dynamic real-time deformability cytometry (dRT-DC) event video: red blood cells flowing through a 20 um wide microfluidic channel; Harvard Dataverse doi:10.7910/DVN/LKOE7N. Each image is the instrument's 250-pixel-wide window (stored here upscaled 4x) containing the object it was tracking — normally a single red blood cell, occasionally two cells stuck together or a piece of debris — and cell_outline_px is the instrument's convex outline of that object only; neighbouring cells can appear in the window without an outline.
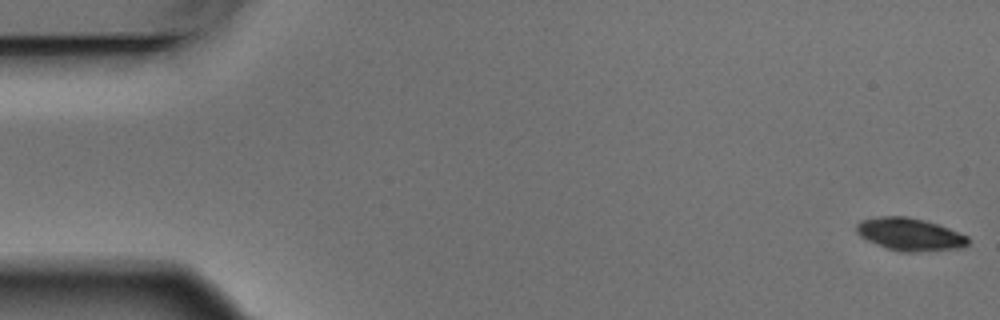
{"species": "Egyptian fruit bat (a non-hibernating species)", "species_latin": "Rousettus aegyptiacus", "temperature_condition": "warm", "stored_images_in_passage": 6, "camera_frame_rate_fps": 3000, "um_per_image_px": 0.085, "animal": {"sex": "male"}, "frame": {"image": 1, "passage_image": 1, "time_ms": 0.0, "image_size_px": [1000, 320], "cell_outline_px": [[968, 244], [964, 248], [920, 252], [908, 252], [884, 248], [860, 236], [856, 232], [856, 224], [860, 220], [876, 216], [908, 216], [924, 220], [948, 228], [968, 236]], "centroid_in_image_um": [77.32, 19.92], "position_along_channel_um": 7.7, "area_um2": 21.39}}
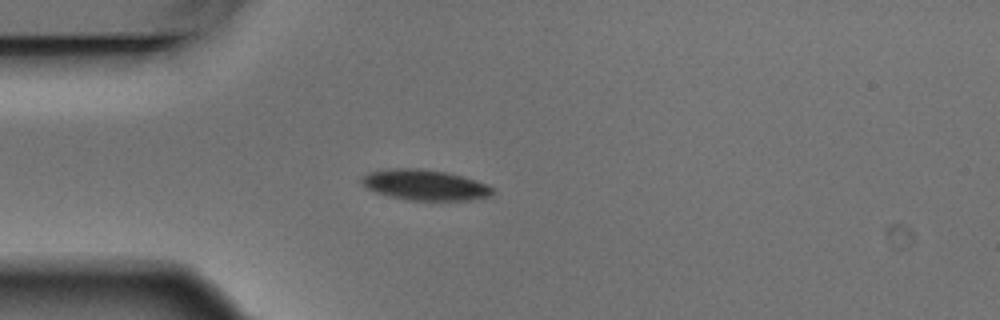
{"frame": {"image": 2, "passage_image": 5, "time_ms": 1.333, "image_size_px": [1000, 320], "cell_outline_px": [[492, 196], [472, 200], [408, 200], [388, 196], [376, 192], [360, 184], [360, 180], [368, 172], [388, 168], [420, 168], [444, 172], [476, 180], [488, 184], [492, 188]], "centroid_in_image_um": [36.09, 15.72], "position_along_channel_um": 48.9, "area_um2": 23.35}}